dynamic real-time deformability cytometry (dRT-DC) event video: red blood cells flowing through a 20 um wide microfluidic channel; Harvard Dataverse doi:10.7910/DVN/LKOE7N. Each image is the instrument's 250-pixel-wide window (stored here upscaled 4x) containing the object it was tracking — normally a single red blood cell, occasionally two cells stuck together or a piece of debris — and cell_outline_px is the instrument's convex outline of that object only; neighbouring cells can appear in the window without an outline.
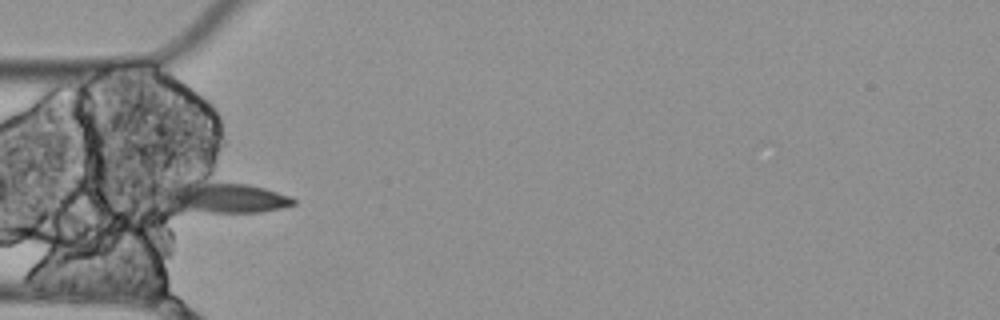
{"species": "Egyptian fruit bat (a non-hibernating species)", "species_latin": "Rousettus aegyptiacus", "temperature_condition": "cold", "stored_images_in_passage": 11, "camera_frame_rate_fps": 3000, "um_per_image_px": 0.085, "animal": {"sex": "female"}, "frame": {"image": 1, "passage_image": 5, "time_ms": 1.333, "image_size_px": [1000, 320], "cell_outline_px": [[296, 204], [280, 208], [260, 212], [172, 212], [148, 196], [148, 184], [168, 176], [204, 172], [264, 188], [288, 196], [296, 200]], "centroid_in_image_um": [18.19, 16.56], "position_along_channel_um": 66.8, "area_um2": 30.29}}
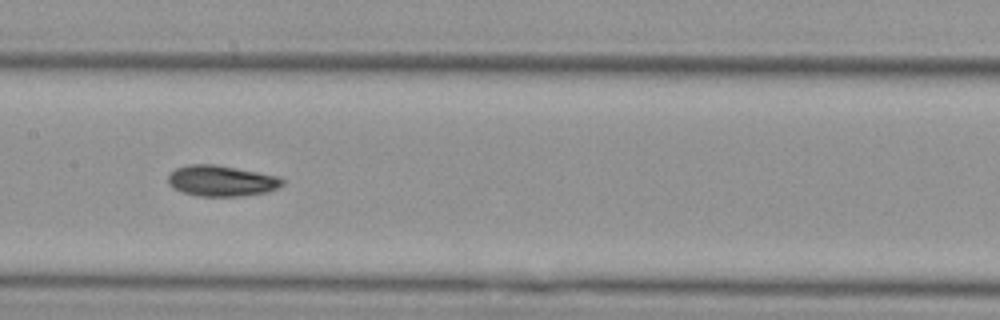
{"frame": {"image": 2, "passage_image": 8, "time_ms": 2.333, "image_size_px": [1000, 320], "cell_outline_px": [[284, 184], [280, 188], [268, 192], [240, 196], [196, 196], [172, 188], [168, 184], [168, 176], [176, 168], [188, 164], [216, 164], [280, 176], [284, 180]], "centroid_in_image_um": [18.86, 15.37], "position_along_channel_um": 188.5, "area_um2": 20.81}}
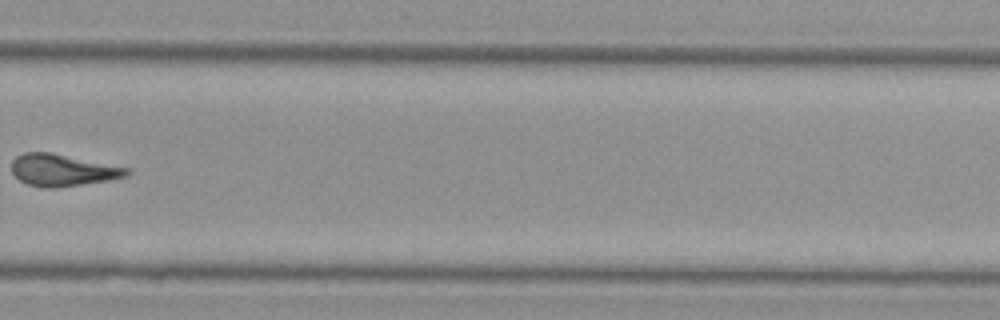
{"frame": {"image": 3, "passage_image": 11, "time_ms": 3.333, "image_size_px": [1000, 320], "cell_outline_px": [[132, 172], [128, 176], [108, 180], [56, 188], [44, 188], [28, 184], [20, 180], [12, 172], [12, 160], [16, 156], [24, 152], [52, 152], [128, 168]], "centroid_in_image_um": [5.31, 14.46], "position_along_channel_um": 324.5, "area_um2": 21.39}}